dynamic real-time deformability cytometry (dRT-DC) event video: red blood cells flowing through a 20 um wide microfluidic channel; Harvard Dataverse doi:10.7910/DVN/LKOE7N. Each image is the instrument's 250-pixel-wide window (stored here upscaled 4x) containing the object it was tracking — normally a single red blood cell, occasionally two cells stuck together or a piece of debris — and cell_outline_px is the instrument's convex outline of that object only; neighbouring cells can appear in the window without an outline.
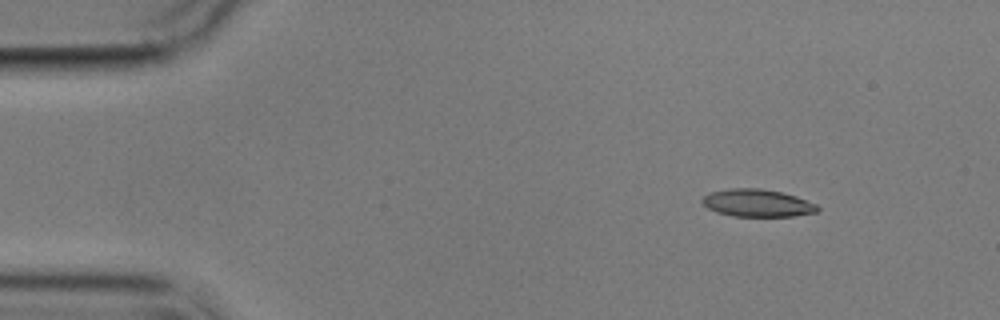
{"species": "common noctule bat (a hibernating species)", "species_latin": "Nyctalus noctula", "temperature_condition": "cold", "stored_images_in_passage": 10, "camera_frame_rate_fps": 3000, "um_per_image_px": 0.085, "animal": {"sex": "male", "body_mass_g": 17.9}, "frame": {"image": 1, "passage_image": 2, "time_ms": 2.0, "image_size_px": [1000, 320], "cell_outline_px": [[820, 208], [816, 212], [792, 216], [732, 216], [716, 212], [708, 208], [700, 200], [704, 196], [712, 192], [732, 188], [760, 188], [780, 192], [796, 196], [816, 204]], "centroid_in_image_um": [64.36, 17.26], "position_along_channel_um": 20.6, "area_um2": 18.32}}
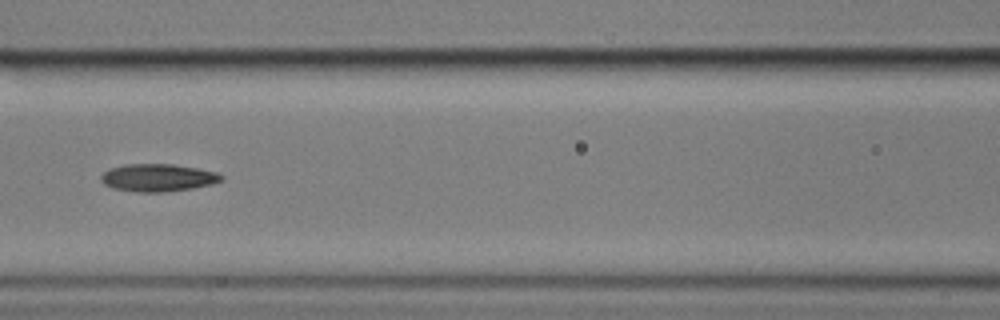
{"frame": {"image": 2, "passage_image": 7, "time_ms": 8.0, "image_size_px": [1000, 320], "cell_outline_px": [[224, 180], [212, 184], [192, 188], [164, 192], [136, 192], [112, 188], [104, 184], [100, 180], [100, 176], [108, 168], [124, 164], [172, 164], [196, 168], [216, 172], [224, 176]], "centroid_in_image_um": [13.4, 15.1], "position_along_channel_um": 153.2, "area_um2": 19.48}}
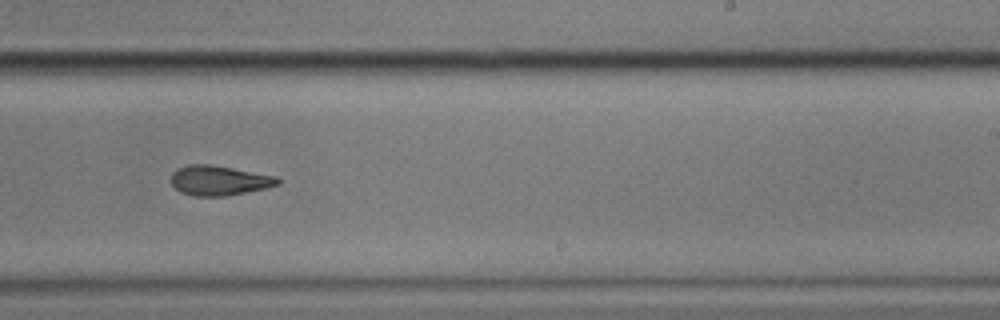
{"frame": {"image": 3, "passage_image": 10, "time_ms": 11.333, "image_size_px": [1000, 320], "cell_outline_px": [[280, 184], [264, 188], [224, 196], [196, 196], [180, 192], [172, 184], [172, 172], [176, 168], [188, 164], [212, 164], [276, 176], [280, 180]], "centroid_in_image_um": [18.6, 15.32], "position_along_channel_um": 270.4, "area_um2": 18.44}}